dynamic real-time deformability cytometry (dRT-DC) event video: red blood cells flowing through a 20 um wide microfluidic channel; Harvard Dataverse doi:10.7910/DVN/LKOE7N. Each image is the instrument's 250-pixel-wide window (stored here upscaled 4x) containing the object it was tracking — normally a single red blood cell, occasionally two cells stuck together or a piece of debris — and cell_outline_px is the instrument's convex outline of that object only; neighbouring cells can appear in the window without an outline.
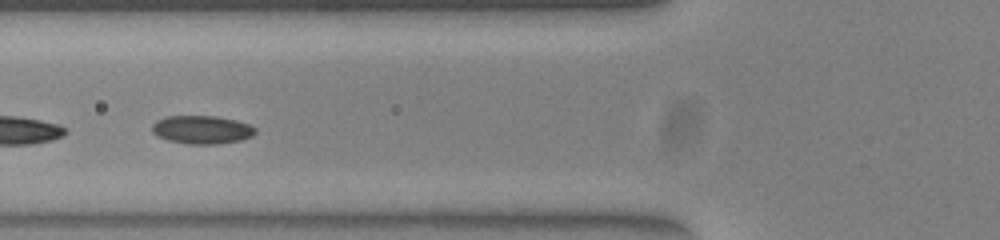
{"species": "common noctule bat (a hibernating species)", "species_latin": "Nyctalus noctula", "temperature_condition": "warm", "stored_images_in_passage": 22, "camera_frame_rate_fps": 3000, "um_per_image_px": 0.085, "animal": {"sex": "female", "body_mass_g": 23.0, "forearm_length_mm": 53.4}, "frame": {"image": 1, "passage_image": 16, "time_ms": 5.0, "image_size_px": [1000, 240], "cell_outline_px": [[256, 132], [252, 136], [240, 140], [216, 144], [184, 144], [168, 140], [156, 136], [152, 132], [152, 124], [156, 120], [168, 116], [216, 116], [236, 120], [248, 124], [256, 128]], "centroid_in_image_um": [17.13, 11.02], "position_along_channel_um": 108.7, "area_um2": 17.11}}
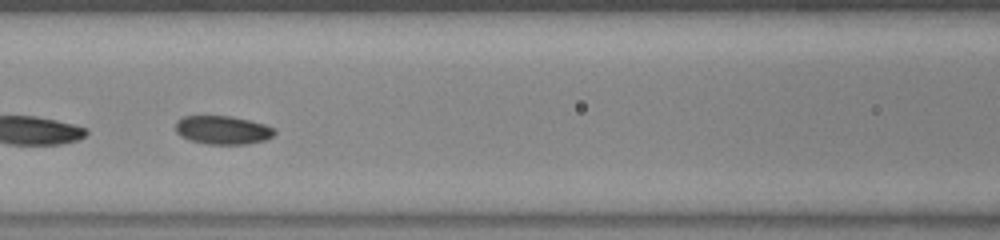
{"frame": {"image": 2, "passage_image": 19, "time_ms": 6.0, "image_size_px": [1000, 240], "cell_outline_px": [[276, 132], [272, 136], [264, 140], [248, 144], [208, 144], [188, 140], [180, 136], [176, 132], [176, 120], [184, 116], [232, 116], [264, 124], [276, 128]], "centroid_in_image_um": [18.92, 11.05], "position_along_channel_um": 147.7, "area_um2": 16.53}}